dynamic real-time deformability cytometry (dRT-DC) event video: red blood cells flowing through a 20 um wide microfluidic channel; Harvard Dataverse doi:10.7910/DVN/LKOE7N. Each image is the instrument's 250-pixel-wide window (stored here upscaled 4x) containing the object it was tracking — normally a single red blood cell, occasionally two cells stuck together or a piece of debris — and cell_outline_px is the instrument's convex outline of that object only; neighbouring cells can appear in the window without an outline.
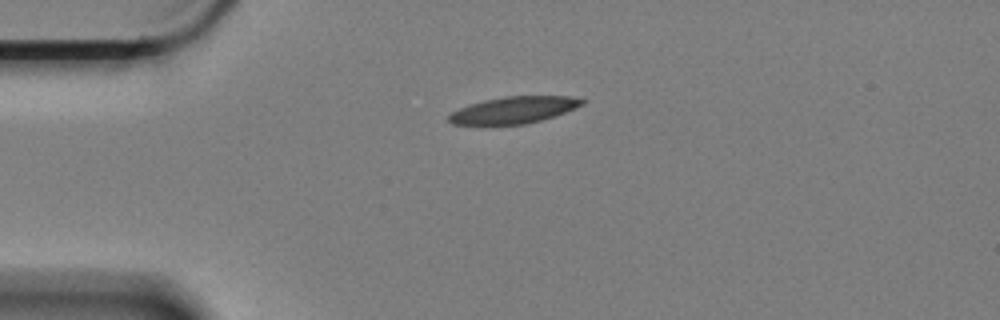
{"species": "Egyptian fruit bat (a non-hibernating species)", "species_latin": "Rousettus aegyptiacus", "temperature_condition": "cold", "stored_images_in_passage": 2, "camera_frame_rate_fps": 3000, "um_per_image_px": 0.085, "animal": {"sex": "female"}, "frame": {"image": 1, "passage_image": 2, "time_ms": 0.333, "image_size_px": [1000, 320], "cell_outline_px": [[588, 100], [584, 104], [564, 112], [540, 120], [524, 124], [452, 124], [448, 120], [448, 116], [452, 112], [468, 104], [484, 100], [504, 96], [572, 96]], "centroid_in_image_um": [43.68, 9.33], "position_along_channel_um": 41.3, "area_um2": 20.58}}